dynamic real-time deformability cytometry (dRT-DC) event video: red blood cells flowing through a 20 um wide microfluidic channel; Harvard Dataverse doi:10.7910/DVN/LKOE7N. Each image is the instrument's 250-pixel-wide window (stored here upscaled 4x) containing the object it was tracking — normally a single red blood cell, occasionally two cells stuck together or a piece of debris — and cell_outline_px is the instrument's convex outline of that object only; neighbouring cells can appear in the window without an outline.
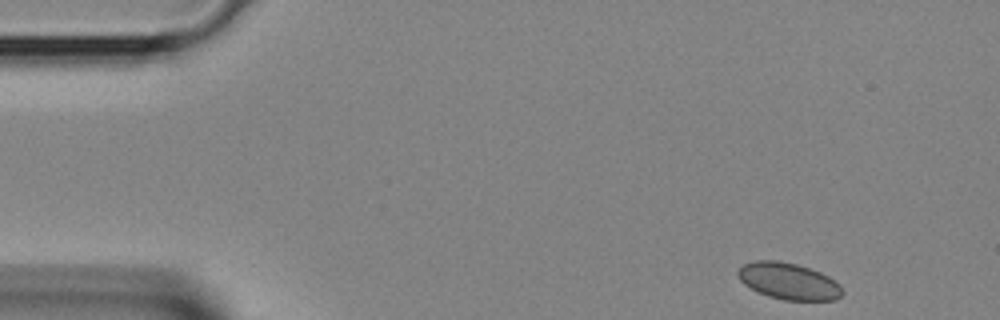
{"species": "Egyptian fruit bat (a non-hibernating species)", "species_latin": "Rousettus aegyptiacus", "temperature_condition": "room temperature", "stored_images_in_passage": 36, "camera_frame_rate_fps": 3000, "um_per_image_px": 0.085, "animal": {"sex": "female"}, "frame": {"image": 1, "passage_image": 1, "time_ms": 0.0, "image_size_px": [1000, 320], "cell_outline_px": [[844, 292], [836, 300], [784, 300], [768, 296], [744, 284], [740, 280], [736, 272], [744, 264], [756, 260], [776, 260], [796, 264], [820, 272], [828, 276], [840, 284]], "centroid_in_image_um": [67.04, 23.9], "position_along_channel_um": 18.0, "area_um2": 22.14}}
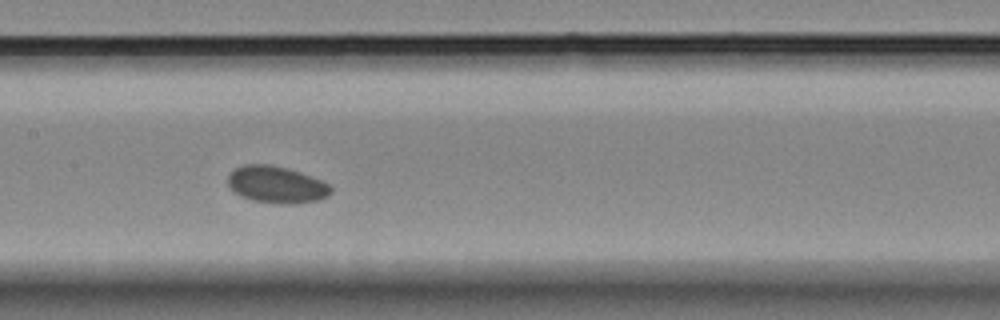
{"frame": {"image": 2, "passage_image": 16, "time_ms": 5.0, "image_size_px": [1000, 320], "cell_outline_px": [[332, 192], [328, 196], [320, 200], [296, 204], [280, 204], [252, 200], [240, 196], [228, 184], [228, 176], [236, 168], [244, 164], [268, 164], [288, 168], [320, 180], [328, 184], [332, 188]], "centroid_in_image_um": [23.52, 15.71], "position_along_channel_um": 183.9, "area_um2": 22.08}}
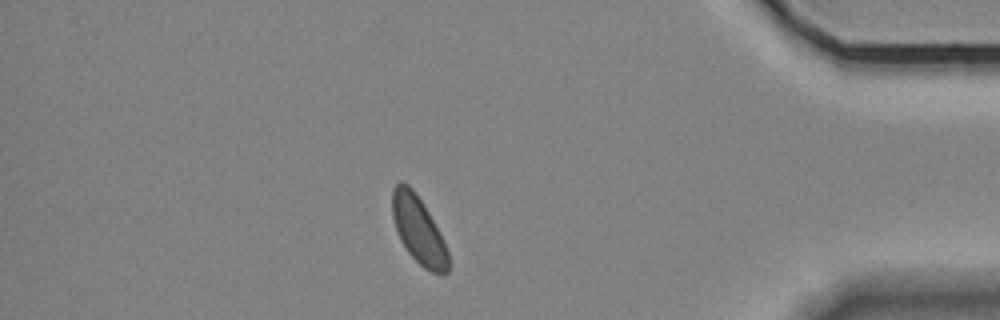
{"frame": {"image": 3, "passage_image": 31, "time_ms": 10.0, "image_size_px": [1000, 320], "cell_outline_px": [[448, 272], [444, 276], [440, 276], [424, 268], [408, 252], [400, 240], [392, 216], [392, 188], [400, 180], [404, 180], [416, 192], [428, 212], [448, 252]], "centroid_in_image_um": [35.54, 19.53], "position_along_channel_um": 399.7, "area_um2": 21.79}}